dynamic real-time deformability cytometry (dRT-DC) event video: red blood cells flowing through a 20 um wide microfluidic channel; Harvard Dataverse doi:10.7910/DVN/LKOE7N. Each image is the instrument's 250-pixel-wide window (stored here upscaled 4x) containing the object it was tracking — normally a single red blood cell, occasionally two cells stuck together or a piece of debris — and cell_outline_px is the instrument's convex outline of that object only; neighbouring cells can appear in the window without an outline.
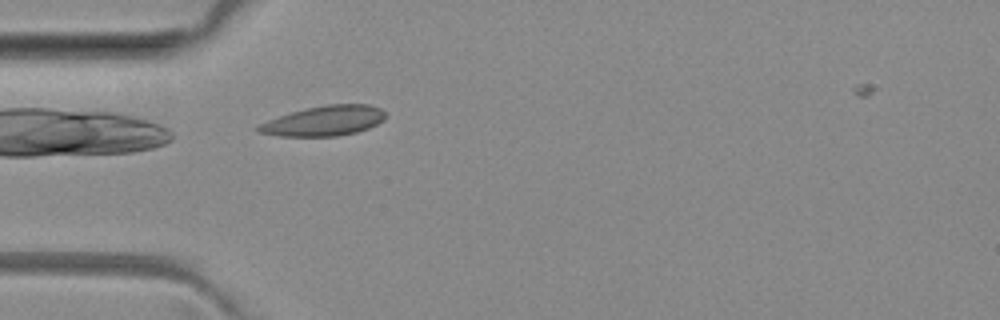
{"species": "common noctule bat (a hibernating species)", "species_latin": "Nyctalus noctula", "temperature_condition": "room temperature", "stored_images_in_passage": 37, "camera_frame_rate_fps": 3000, "um_per_image_px": 0.085, "animal": {"sex": "female", "body_mass_g": 29.2, "forearm_length_mm": 56.3}, "frame": {"image": 1, "passage_image": 1, "time_ms": 0.0, "image_size_px": [1000, 320], "cell_outline_px": [[384, 120], [368, 128], [356, 132], [336, 136], [280, 136], [256, 132], [252, 128], [268, 120], [292, 112], [308, 108], [328, 104], [368, 104], [380, 108], [384, 112]], "centroid_in_image_um": [27.51, 10.28], "position_along_channel_um": 57.5, "area_um2": 22.08}}
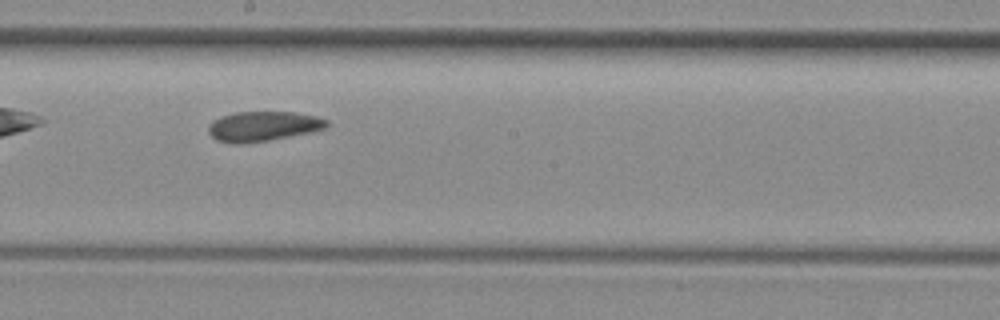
{"frame": {"image": 2, "passage_image": 14, "time_ms": 4.333, "image_size_px": [1000, 320], "cell_outline_px": [[328, 124], [324, 128], [312, 132], [268, 140], [236, 144], [232, 144], [216, 140], [208, 132], [208, 124], [212, 120], [220, 116], [236, 112], [292, 112], [320, 116], [328, 120]], "centroid_in_image_um": [22.34, 10.72], "position_along_channel_um": 225.9, "area_um2": 20.69}}
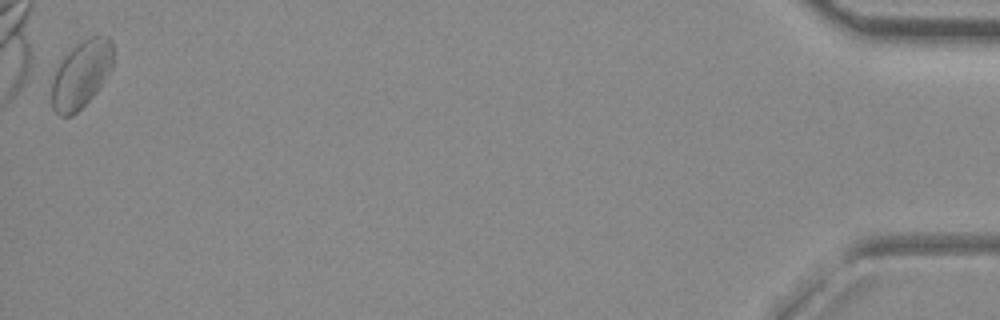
{"frame": {"image": 3, "passage_image": 37, "time_ms": 12.0, "image_size_px": [1000, 320], "cell_outline_px": [[112, 68], [108, 76], [100, 88], [72, 116], [60, 116], [52, 108], [52, 80], [56, 68], [64, 56], [76, 44], [92, 36], [108, 36], [112, 40]], "centroid_in_image_um": [6.9, 6.32], "position_along_channel_um": 428.3, "area_um2": 24.04}, "authors_computed_cell_mechanics": {"area_um2": 21.2126, "velocity_mm_per_s": 3.9807, "shape_relaxation_time_tau1_ms": null, "shape_relaxation_time_tau2_ms": 4.1242, "deformation_change_tau1": null, "deformation_change_tau2": 0.1108}}